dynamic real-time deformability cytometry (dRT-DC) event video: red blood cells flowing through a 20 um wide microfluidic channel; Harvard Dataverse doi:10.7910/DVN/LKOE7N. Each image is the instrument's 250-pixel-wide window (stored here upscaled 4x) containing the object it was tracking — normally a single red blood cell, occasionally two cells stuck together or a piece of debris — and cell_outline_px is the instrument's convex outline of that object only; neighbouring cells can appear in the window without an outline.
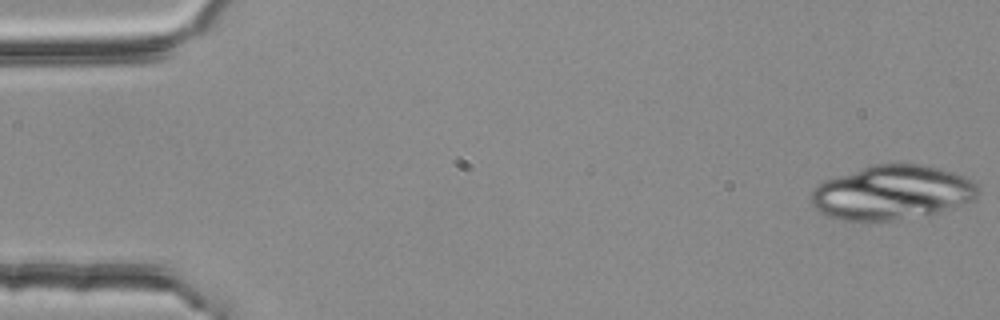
{"species": "common noctule bat (a hibernating species)", "species_latin": "Nyctalus noctula", "temperature_condition": "room temperature", "stored_images_in_passage": 41, "camera_frame_rate_fps": 3000, "um_per_image_px": 0.085, "animal": {"sex": "female", "body_mass_g": 25.1}, "frame": {"image": 1, "passage_image": 1, "time_ms": 0.0, "image_size_px": [1000, 320], "cell_outline_px": [[980, 192], [972, 200], [936, 212], [896, 220], [864, 224], [852, 224], [828, 216], [820, 212], [812, 204], [812, 192], [824, 180], [872, 164], [924, 164], [940, 168], [964, 176], [972, 180], [980, 188]], "centroid_in_image_um": [75.78, 16.39], "position_along_channel_um": 9.2, "area_um2": 53.29}, "authors_computed_cell_mechanics": {"area_um2": 19.074, "velocity_mm_per_s": 3.8035, "shape_relaxation_time_tau1_ms": null, "shape_relaxation_time_tau2_ms": 3.177, "deformation_change_tau1": null, "deformation_change_tau2": 0.1063}}